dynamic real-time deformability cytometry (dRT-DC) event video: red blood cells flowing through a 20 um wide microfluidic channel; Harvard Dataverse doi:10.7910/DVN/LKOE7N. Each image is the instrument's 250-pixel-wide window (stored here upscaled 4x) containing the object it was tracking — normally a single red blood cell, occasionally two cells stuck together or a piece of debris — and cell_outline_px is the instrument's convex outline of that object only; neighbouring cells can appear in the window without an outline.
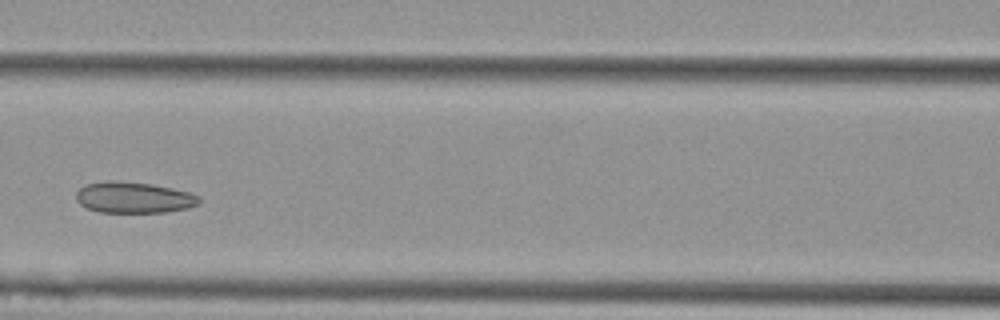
{"species": "Egyptian fruit bat (a non-hibernating species)", "species_latin": "Rousettus aegyptiacus", "temperature_condition": "cold", "stored_images_in_passage": 4, "camera_frame_rate_fps": 3000, "um_per_image_px": 0.085, "animal": {"sex": "female"}, "frame": {"image": 1, "passage_image": 4, "time_ms": 1.0, "image_size_px": [1000, 320], "cell_outline_px": [[200, 204], [188, 208], [164, 212], [100, 212], [88, 208], [80, 204], [76, 200], [76, 192], [84, 184], [108, 180], [152, 184], [188, 192], [200, 196]], "centroid_in_image_um": [11.36, 16.79], "position_along_channel_um": 155.2, "area_um2": 22.25}}